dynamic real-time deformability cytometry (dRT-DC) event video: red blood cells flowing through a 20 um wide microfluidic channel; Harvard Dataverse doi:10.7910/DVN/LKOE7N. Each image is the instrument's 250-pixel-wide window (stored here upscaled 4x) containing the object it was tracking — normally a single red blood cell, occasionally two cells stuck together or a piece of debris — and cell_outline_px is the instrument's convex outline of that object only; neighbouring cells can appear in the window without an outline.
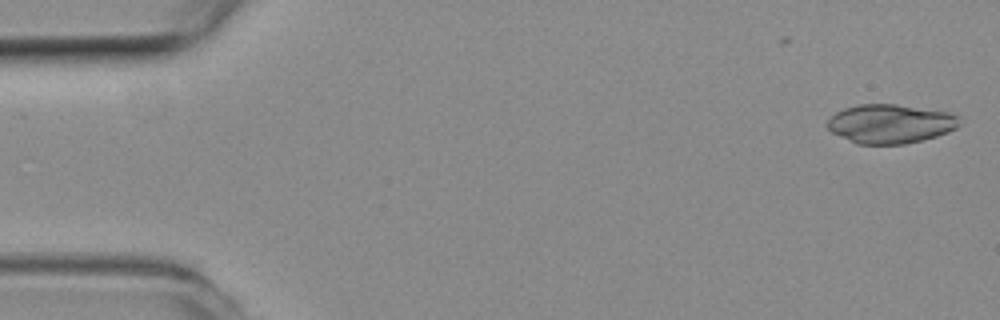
{"species": "common noctule bat (a hibernating species)", "species_latin": "Nyctalus noctula", "temperature_condition": "room temperature", "stored_images_in_passage": 11, "camera_frame_rate_fps": 3000, "um_per_image_px": 0.085, "animal": {"sex": "female", "body_mass_g": 19.3, "forearm_length_mm": 54.1}, "frame": {"image": 1, "passage_image": 2, "time_ms": 0.333, "image_size_px": [1000, 320], "cell_outline_px": [[964, 116], [960, 124], [956, 128], [948, 132], [936, 136], [904, 144], [856, 144], [832, 132], [828, 128], [828, 120], [836, 112], [844, 108], [856, 104], [896, 104], [948, 112]], "centroid_in_image_um": [75.72, 10.51], "position_along_channel_um": 9.3, "area_um2": 30.17}}